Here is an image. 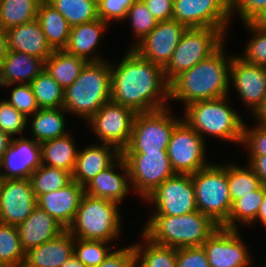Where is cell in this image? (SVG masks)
I'll use <instances>...</instances> for the list:
<instances>
[{
  "label": "cell",
  "instance_id": "6da1fadb",
  "mask_svg": "<svg viewBox=\"0 0 266 267\" xmlns=\"http://www.w3.org/2000/svg\"><path fill=\"white\" fill-rule=\"evenodd\" d=\"M128 49L118 64L110 62L111 101L136 113L168 107L169 83L165 80L164 69Z\"/></svg>",
  "mask_w": 266,
  "mask_h": 267
},
{
  "label": "cell",
  "instance_id": "7a4b0ae2",
  "mask_svg": "<svg viewBox=\"0 0 266 267\" xmlns=\"http://www.w3.org/2000/svg\"><path fill=\"white\" fill-rule=\"evenodd\" d=\"M224 44L211 56L198 62L169 83V100L187 105L230 95V66L233 55L226 57Z\"/></svg>",
  "mask_w": 266,
  "mask_h": 267
},
{
  "label": "cell",
  "instance_id": "3957f363",
  "mask_svg": "<svg viewBox=\"0 0 266 267\" xmlns=\"http://www.w3.org/2000/svg\"><path fill=\"white\" fill-rule=\"evenodd\" d=\"M219 227L197 210L180 216L151 215L141 233L153 243L177 249L202 246Z\"/></svg>",
  "mask_w": 266,
  "mask_h": 267
},
{
  "label": "cell",
  "instance_id": "277c9868",
  "mask_svg": "<svg viewBox=\"0 0 266 267\" xmlns=\"http://www.w3.org/2000/svg\"><path fill=\"white\" fill-rule=\"evenodd\" d=\"M111 86L110 61L87 62L75 82L64 90L63 108L87 122L111 100Z\"/></svg>",
  "mask_w": 266,
  "mask_h": 267
},
{
  "label": "cell",
  "instance_id": "5b68a950",
  "mask_svg": "<svg viewBox=\"0 0 266 267\" xmlns=\"http://www.w3.org/2000/svg\"><path fill=\"white\" fill-rule=\"evenodd\" d=\"M230 96L193 102L184 107V120L204 140L211 137L242 143L245 121L232 109ZM205 137V138H204Z\"/></svg>",
  "mask_w": 266,
  "mask_h": 267
},
{
  "label": "cell",
  "instance_id": "8992f818",
  "mask_svg": "<svg viewBox=\"0 0 266 267\" xmlns=\"http://www.w3.org/2000/svg\"><path fill=\"white\" fill-rule=\"evenodd\" d=\"M121 220L117 202L84 194L67 230L74 238L111 242L121 237Z\"/></svg>",
  "mask_w": 266,
  "mask_h": 267
},
{
  "label": "cell",
  "instance_id": "52a82bcc",
  "mask_svg": "<svg viewBox=\"0 0 266 267\" xmlns=\"http://www.w3.org/2000/svg\"><path fill=\"white\" fill-rule=\"evenodd\" d=\"M196 207L220 227L227 221L232 202L227 181V164L211 163L191 174Z\"/></svg>",
  "mask_w": 266,
  "mask_h": 267
},
{
  "label": "cell",
  "instance_id": "ba28073f",
  "mask_svg": "<svg viewBox=\"0 0 266 267\" xmlns=\"http://www.w3.org/2000/svg\"><path fill=\"white\" fill-rule=\"evenodd\" d=\"M226 35L217 28H188L164 68L165 80L170 83L182 72L211 56L226 43Z\"/></svg>",
  "mask_w": 266,
  "mask_h": 267
},
{
  "label": "cell",
  "instance_id": "9c48e42d",
  "mask_svg": "<svg viewBox=\"0 0 266 267\" xmlns=\"http://www.w3.org/2000/svg\"><path fill=\"white\" fill-rule=\"evenodd\" d=\"M166 107L151 112L137 113L133 122L131 138L122 152H158L167 150L171 134L182 120L172 116Z\"/></svg>",
  "mask_w": 266,
  "mask_h": 267
},
{
  "label": "cell",
  "instance_id": "30bf717a",
  "mask_svg": "<svg viewBox=\"0 0 266 267\" xmlns=\"http://www.w3.org/2000/svg\"><path fill=\"white\" fill-rule=\"evenodd\" d=\"M128 167L131 190L143 201L166 179L175 175L166 150L121 152Z\"/></svg>",
  "mask_w": 266,
  "mask_h": 267
},
{
  "label": "cell",
  "instance_id": "8fae6325",
  "mask_svg": "<svg viewBox=\"0 0 266 267\" xmlns=\"http://www.w3.org/2000/svg\"><path fill=\"white\" fill-rule=\"evenodd\" d=\"M206 145V140L181 120L174 128L166 150L175 173L193 174L208 167L212 162L207 161Z\"/></svg>",
  "mask_w": 266,
  "mask_h": 267
},
{
  "label": "cell",
  "instance_id": "7c38bea8",
  "mask_svg": "<svg viewBox=\"0 0 266 267\" xmlns=\"http://www.w3.org/2000/svg\"><path fill=\"white\" fill-rule=\"evenodd\" d=\"M136 112L113 101L106 102L87 122L100 143L122 152L129 144Z\"/></svg>",
  "mask_w": 266,
  "mask_h": 267
},
{
  "label": "cell",
  "instance_id": "4fadbf2b",
  "mask_svg": "<svg viewBox=\"0 0 266 267\" xmlns=\"http://www.w3.org/2000/svg\"><path fill=\"white\" fill-rule=\"evenodd\" d=\"M144 202L152 203V215L180 216L197 211L191 174L176 173L160 184Z\"/></svg>",
  "mask_w": 266,
  "mask_h": 267
},
{
  "label": "cell",
  "instance_id": "5bb4252c",
  "mask_svg": "<svg viewBox=\"0 0 266 267\" xmlns=\"http://www.w3.org/2000/svg\"><path fill=\"white\" fill-rule=\"evenodd\" d=\"M172 19L187 28L211 27L226 34L232 23L230 0H174Z\"/></svg>",
  "mask_w": 266,
  "mask_h": 267
},
{
  "label": "cell",
  "instance_id": "9a60e30c",
  "mask_svg": "<svg viewBox=\"0 0 266 267\" xmlns=\"http://www.w3.org/2000/svg\"><path fill=\"white\" fill-rule=\"evenodd\" d=\"M240 233L219 227L204 241L210 267H251L253 258Z\"/></svg>",
  "mask_w": 266,
  "mask_h": 267
},
{
  "label": "cell",
  "instance_id": "2e32d148",
  "mask_svg": "<svg viewBox=\"0 0 266 267\" xmlns=\"http://www.w3.org/2000/svg\"><path fill=\"white\" fill-rule=\"evenodd\" d=\"M187 29L184 24L174 19L160 21L132 49L145 60L164 69L170 62L174 50Z\"/></svg>",
  "mask_w": 266,
  "mask_h": 267
},
{
  "label": "cell",
  "instance_id": "e0dca14e",
  "mask_svg": "<svg viewBox=\"0 0 266 267\" xmlns=\"http://www.w3.org/2000/svg\"><path fill=\"white\" fill-rule=\"evenodd\" d=\"M37 206L29 179H0V222L17 226Z\"/></svg>",
  "mask_w": 266,
  "mask_h": 267
},
{
  "label": "cell",
  "instance_id": "ac0fdd59",
  "mask_svg": "<svg viewBox=\"0 0 266 267\" xmlns=\"http://www.w3.org/2000/svg\"><path fill=\"white\" fill-rule=\"evenodd\" d=\"M229 85L230 89L232 86L235 88L244 106L250 108L248 110L252 114L266 96V67L251 64L239 54H234L230 66Z\"/></svg>",
  "mask_w": 266,
  "mask_h": 267
},
{
  "label": "cell",
  "instance_id": "d6986e66",
  "mask_svg": "<svg viewBox=\"0 0 266 267\" xmlns=\"http://www.w3.org/2000/svg\"><path fill=\"white\" fill-rule=\"evenodd\" d=\"M26 136L12 138L2 155L0 179H29L42 165L41 146Z\"/></svg>",
  "mask_w": 266,
  "mask_h": 267
},
{
  "label": "cell",
  "instance_id": "ffe728a7",
  "mask_svg": "<svg viewBox=\"0 0 266 267\" xmlns=\"http://www.w3.org/2000/svg\"><path fill=\"white\" fill-rule=\"evenodd\" d=\"M83 188L85 194L89 196L104 198L120 205L126 194L132 191L128 167L123 156L120 155L110 166L89 180Z\"/></svg>",
  "mask_w": 266,
  "mask_h": 267
},
{
  "label": "cell",
  "instance_id": "44dd1931",
  "mask_svg": "<svg viewBox=\"0 0 266 267\" xmlns=\"http://www.w3.org/2000/svg\"><path fill=\"white\" fill-rule=\"evenodd\" d=\"M84 194L83 186L72 180L59 190L39 195L36 201L38 207L45 210L67 230L74 221Z\"/></svg>",
  "mask_w": 266,
  "mask_h": 267
},
{
  "label": "cell",
  "instance_id": "7402d4cb",
  "mask_svg": "<svg viewBox=\"0 0 266 267\" xmlns=\"http://www.w3.org/2000/svg\"><path fill=\"white\" fill-rule=\"evenodd\" d=\"M111 25L98 18L92 22L79 24L71 27L68 43L64 50L86 62H98L107 60L97 54V47Z\"/></svg>",
  "mask_w": 266,
  "mask_h": 267
},
{
  "label": "cell",
  "instance_id": "603a6c76",
  "mask_svg": "<svg viewBox=\"0 0 266 267\" xmlns=\"http://www.w3.org/2000/svg\"><path fill=\"white\" fill-rule=\"evenodd\" d=\"M94 144L86 146L83 150H78L72 172V180L83 187L121 155V152L113 145Z\"/></svg>",
  "mask_w": 266,
  "mask_h": 267
},
{
  "label": "cell",
  "instance_id": "cb8c5ba5",
  "mask_svg": "<svg viewBox=\"0 0 266 267\" xmlns=\"http://www.w3.org/2000/svg\"><path fill=\"white\" fill-rule=\"evenodd\" d=\"M22 249L27 250L54 239L65 229L45 210L36 206L27 219L18 224Z\"/></svg>",
  "mask_w": 266,
  "mask_h": 267
},
{
  "label": "cell",
  "instance_id": "d4e9b609",
  "mask_svg": "<svg viewBox=\"0 0 266 267\" xmlns=\"http://www.w3.org/2000/svg\"><path fill=\"white\" fill-rule=\"evenodd\" d=\"M9 51L26 53L46 61L54 51L48 44L38 21L21 24L6 30Z\"/></svg>",
  "mask_w": 266,
  "mask_h": 267
},
{
  "label": "cell",
  "instance_id": "484cf974",
  "mask_svg": "<svg viewBox=\"0 0 266 267\" xmlns=\"http://www.w3.org/2000/svg\"><path fill=\"white\" fill-rule=\"evenodd\" d=\"M74 237L64 230L54 239L25 252V260L32 267H61L73 255Z\"/></svg>",
  "mask_w": 266,
  "mask_h": 267
},
{
  "label": "cell",
  "instance_id": "4316f807",
  "mask_svg": "<svg viewBox=\"0 0 266 267\" xmlns=\"http://www.w3.org/2000/svg\"><path fill=\"white\" fill-rule=\"evenodd\" d=\"M45 69V61L26 53L8 51L0 66V86L30 84Z\"/></svg>",
  "mask_w": 266,
  "mask_h": 267
},
{
  "label": "cell",
  "instance_id": "83f0119b",
  "mask_svg": "<svg viewBox=\"0 0 266 267\" xmlns=\"http://www.w3.org/2000/svg\"><path fill=\"white\" fill-rule=\"evenodd\" d=\"M36 20L53 50H62L66 47L71 26L65 17L47 0L40 2Z\"/></svg>",
  "mask_w": 266,
  "mask_h": 267
},
{
  "label": "cell",
  "instance_id": "f1b7e54d",
  "mask_svg": "<svg viewBox=\"0 0 266 267\" xmlns=\"http://www.w3.org/2000/svg\"><path fill=\"white\" fill-rule=\"evenodd\" d=\"M73 139L72 134L68 133L40 143L42 164L64 169L72 174L78 153L75 140Z\"/></svg>",
  "mask_w": 266,
  "mask_h": 267
},
{
  "label": "cell",
  "instance_id": "f546056e",
  "mask_svg": "<svg viewBox=\"0 0 266 267\" xmlns=\"http://www.w3.org/2000/svg\"><path fill=\"white\" fill-rule=\"evenodd\" d=\"M65 109L62 108H50L39 109L32 115L31 137L38 143H42L49 139H55L57 137L64 136L68 133L66 130V117ZM65 114V115H64Z\"/></svg>",
  "mask_w": 266,
  "mask_h": 267
},
{
  "label": "cell",
  "instance_id": "4dcf8cb0",
  "mask_svg": "<svg viewBox=\"0 0 266 267\" xmlns=\"http://www.w3.org/2000/svg\"><path fill=\"white\" fill-rule=\"evenodd\" d=\"M87 62L62 50H54L45 61V71L65 90L79 77Z\"/></svg>",
  "mask_w": 266,
  "mask_h": 267
},
{
  "label": "cell",
  "instance_id": "1f68e13d",
  "mask_svg": "<svg viewBox=\"0 0 266 267\" xmlns=\"http://www.w3.org/2000/svg\"><path fill=\"white\" fill-rule=\"evenodd\" d=\"M141 242L132 244L135 267H176V248L153 243L141 233Z\"/></svg>",
  "mask_w": 266,
  "mask_h": 267
},
{
  "label": "cell",
  "instance_id": "d6a6232c",
  "mask_svg": "<svg viewBox=\"0 0 266 267\" xmlns=\"http://www.w3.org/2000/svg\"><path fill=\"white\" fill-rule=\"evenodd\" d=\"M265 190L266 185H262L258 190L253 191V194H247L237 199L232 204L227 221L221 227L234 230H239L240 225H244V227L245 225L252 227L263 201Z\"/></svg>",
  "mask_w": 266,
  "mask_h": 267
},
{
  "label": "cell",
  "instance_id": "836d02e7",
  "mask_svg": "<svg viewBox=\"0 0 266 267\" xmlns=\"http://www.w3.org/2000/svg\"><path fill=\"white\" fill-rule=\"evenodd\" d=\"M42 0H0V27L4 30L34 21Z\"/></svg>",
  "mask_w": 266,
  "mask_h": 267
},
{
  "label": "cell",
  "instance_id": "e575fe53",
  "mask_svg": "<svg viewBox=\"0 0 266 267\" xmlns=\"http://www.w3.org/2000/svg\"><path fill=\"white\" fill-rule=\"evenodd\" d=\"M246 166L227 162V181L232 204L247 194H253V191L263 185L253 169L248 164Z\"/></svg>",
  "mask_w": 266,
  "mask_h": 267
},
{
  "label": "cell",
  "instance_id": "d590c367",
  "mask_svg": "<svg viewBox=\"0 0 266 267\" xmlns=\"http://www.w3.org/2000/svg\"><path fill=\"white\" fill-rule=\"evenodd\" d=\"M36 196L65 187L72 181V174L64 169L41 165L29 177Z\"/></svg>",
  "mask_w": 266,
  "mask_h": 267
},
{
  "label": "cell",
  "instance_id": "8d00e7d4",
  "mask_svg": "<svg viewBox=\"0 0 266 267\" xmlns=\"http://www.w3.org/2000/svg\"><path fill=\"white\" fill-rule=\"evenodd\" d=\"M75 26L98 19L97 0H47Z\"/></svg>",
  "mask_w": 266,
  "mask_h": 267
},
{
  "label": "cell",
  "instance_id": "74e56055",
  "mask_svg": "<svg viewBox=\"0 0 266 267\" xmlns=\"http://www.w3.org/2000/svg\"><path fill=\"white\" fill-rule=\"evenodd\" d=\"M30 85L40 109L63 107L64 89L45 70Z\"/></svg>",
  "mask_w": 266,
  "mask_h": 267
},
{
  "label": "cell",
  "instance_id": "f35d334b",
  "mask_svg": "<svg viewBox=\"0 0 266 267\" xmlns=\"http://www.w3.org/2000/svg\"><path fill=\"white\" fill-rule=\"evenodd\" d=\"M24 260L17 227L0 222V265L13 267Z\"/></svg>",
  "mask_w": 266,
  "mask_h": 267
},
{
  "label": "cell",
  "instance_id": "ab89813d",
  "mask_svg": "<svg viewBox=\"0 0 266 267\" xmlns=\"http://www.w3.org/2000/svg\"><path fill=\"white\" fill-rule=\"evenodd\" d=\"M110 242L74 238L73 254L86 267L99 266L112 252ZM109 247H108V246Z\"/></svg>",
  "mask_w": 266,
  "mask_h": 267
},
{
  "label": "cell",
  "instance_id": "60d3db41",
  "mask_svg": "<svg viewBox=\"0 0 266 267\" xmlns=\"http://www.w3.org/2000/svg\"><path fill=\"white\" fill-rule=\"evenodd\" d=\"M129 18L131 31L136 38V42L130 46L132 49L146 35H148L157 25L158 21L153 17L143 0H135L129 7L125 20Z\"/></svg>",
  "mask_w": 266,
  "mask_h": 267
},
{
  "label": "cell",
  "instance_id": "b9f144b4",
  "mask_svg": "<svg viewBox=\"0 0 266 267\" xmlns=\"http://www.w3.org/2000/svg\"><path fill=\"white\" fill-rule=\"evenodd\" d=\"M244 26L252 32V38L239 56L251 64L266 67V31L260 30L251 22L244 23Z\"/></svg>",
  "mask_w": 266,
  "mask_h": 267
},
{
  "label": "cell",
  "instance_id": "7bdbcfd3",
  "mask_svg": "<svg viewBox=\"0 0 266 267\" xmlns=\"http://www.w3.org/2000/svg\"><path fill=\"white\" fill-rule=\"evenodd\" d=\"M13 87L10 91V98L4 99L17 111L23 113L27 118L36 113L40 108L37 104L30 84H10L3 87Z\"/></svg>",
  "mask_w": 266,
  "mask_h": 267
},
{
  "label": "cell",
  "instance_id": "ee69618b",
  "mask_svg": "<svg viewBox=\"0 0 266 267\" xmlns=\"http://www.w3.org/2000/svg\"><path fill=\"white\" fill-rule=\"evenodd\" d=\"M28 124V118L21 112L17 111L6 100L0 99V130L8 135L11 139L16 135L20 137Z\"/></svg>",
  "mask_w": 266,
  "mask_h": 267
},
{
  "label": "cell",
  "instance_id": "f6af8a7d",
  "mask_svg": "<svg viewBox=\"0 0 266 267\" xmlns=\"http://www.w3.org/2000/svg\"><path fill=\"white\" fill-rule=\"evenodd\" d=\"M135 0H97L98 17L103 21L125 20L129 7Z\"/></svg>",
  "mask_w": 266,
  "mask_h": 267
},
{
  "label": "cell",
  "instance_id": "bcb514c9",
  "mask_svg": "<svg viewBox=\"0 0 266 267\" xmlns=\"http://www.w3.org/2000/svg\"><path fill=\"white\" fill-rule=\"evenodd\" d=\"M245 122L241 146L247 147L248 155H266V126L257 124L247 127Z\"/></svg>",
  "mask_w": 266,
  "mask_h": 267
},
{
  "label": "cell",
  "instance_id": "7dc6e473",
  "mask_svg": "<svg viewBox=\"0 0 266 267\" xmlns=\"http://www.w3.org/2000/svg\"><path fill=\"white\" fill-rule=\"evenodd\" d=\"M176 267H210L203 246L177 248Z\"/></svg>",
  "mask_w": 266,
  "mask_h": 267
},
{
  "label": "cell",
  "instance_id": "c3c4849f",
  "mask_svg": "<svg viewBox=\"0 0 266 267\" xmlns=\"http://www.w3.org/2000/svg\"><path fill=\"white\" fill-rule=\"evenodd\" d=\"M266 8V0H230V12L237 14L244 23L251 22L258 14ZM235 11V12H234Z\"/></svg>",
  "mask_w": 266,
  "mask_h": 267
},
{
  "label": "cell",
  "instance_id": "681fc988",
  "mask_svg": "<svg viewBox=\"0 0 266 267\" xmlns=\"http://www.w3.org/2000/svg\"><path fill=\"white\" fill-rule=\"evenodd\" d=\"M97 267H135V250L133 245L112 251Z\"/></svg>",
  "mask_w": 266,
  "mask_h": 267
},
{
  "label": "cell",
  "instance_id": "f907efd6",
  "mask_svg": "<svg viewBox=\"0 0 266 267\" xmlns=\"http://www.w3.org/2000/svg\"><path fill=\"white\" fill-rule=\"evenodd\" d=\"M143 2L158 22L172 19L174 0H143Z\"/></svg>",
  "mask_w": 266,
  "mask_h": 267
},
{
  "label": "cell",
  "instance_id": "816d5d0a",
  "mask_svg": "<svg viewBox=\"0 0 266 267\" xmlns=\"http://www.w3.org/2000/svg\"><path fill=\"white\" fill-rule=\"evenodd\" d=\"M248 165L263 185H266V155H248Z\"/></svg>",
  "mask_w": 266,
  "mask_h": 267
},
{
  "label": "cell",
  "instance_id": "f5cc1de1",
  "mask_svg": "<svg viewBox=\"0 0 266 267\" xmlns=\"http://www.w3.org/2000/svg\"><path fill=\"white\" fill-rule=\"evenodd\" d=\"M251 115L250 117H253L254 121L257 122L255 124L266 126V96Z\"/></svg>",
  "mask_w": 266,
  "mask_h": 267
},
{
  "label": "cell",
  "instance_id": "db71d44e",
  "mask_svg": "<svg viewBox=\"0 0 266 267\" xmlns=\"http://www.w3.org/2000/svg\"><path fill=\"white\" fill-rule=\"evenodd\" d=\"M9 51L6 30L0 27V66Z\"/></svg>",
  "mask_w": 266,
  "mask_h": 267
},
{
  "label": "cell",
  "instance_id": "11a10c76",
  "mask_svg": "<svg viewBox=\"0 0 266 267\" xmlns=\"http://www.w3.org/2000/svg\"><path fill=\"white\" fill-rule=\"evenodd\" d=\"M256 222H259V223L263 224V226L266 227V190L264 191V198H263V201L260 205V209H259V212L257 214V218L253 223L256 224Z\"/></svg>",
  "mask_w": 266,
  "mask_h": 267
},
{
  "label": "cell",
  "instance_id": "9f6ffc18",
  "mask_svg": "<svg viewBox=\"0 0 266 267\" xmlns=\"http://www.w3.org/2000/svg\"><path fill=\"white\" fill-rule=\"evenodd\" d=\"M251 23L260 30L266 31V8L258 14Z\"/></svg>",
  "mask_w": 266,
  "mask_h": 267
},
{
  "label": "cell",
  "instance_id": "6f0895ef",
  "mask_svg": "<svg viewBox=\"0 0 266 267\" xmlns=\"http://www.w3.org/2000/svg\"><path fill=\"white\" fill-rule=\"evenodd\" d=\"M11 142V138L0 130V153H4Z\"/></svg>",
  "mask_w": 266,
  "mask_h": 267
},
{
  "label": "cell",
  "instance_id": "680465c9",
  "mask_svg": "<svg viewBox=\"0 0 266 267\" xmlns=\"http://www.w3.org/2000/svg\"><path fill=\"white\" fill-rule=\"evenodd\" d=\"M61 267H86L73 254Z\"/></svg>",
  "mask_w": 266,
  "mask_h": 267
},
{
  "label": "cell",
  "instance_id": "91938a15",
  "mask_svg": "<svg viewBox=\"0 0 266 267\" xmlns=\"http://www.w3.org/2000/svg\"><path fill=\"white\" fill-rule=\"evenodd\" d=\"M13 267H32L30 265H28L26 262H20L18 263L16 266H13Z\"/></svg>",
  "mask_w": 266,
  "mask_h": 267
},
{
  "label": "cell",
  "instance_id": "94428289",
  "mask_svg": "<svg viewBox=\"0 0 266 267\" xmlns=\"http://www.w3.org/2000/svg\"><path fill=\"white\" fill-rule=\"evenodd\" d=\"M2 153H0V168H1V162H2Z\"/></svg>",
  "mask_w": 266,
  "mask_h": 267
}]
</instances>
